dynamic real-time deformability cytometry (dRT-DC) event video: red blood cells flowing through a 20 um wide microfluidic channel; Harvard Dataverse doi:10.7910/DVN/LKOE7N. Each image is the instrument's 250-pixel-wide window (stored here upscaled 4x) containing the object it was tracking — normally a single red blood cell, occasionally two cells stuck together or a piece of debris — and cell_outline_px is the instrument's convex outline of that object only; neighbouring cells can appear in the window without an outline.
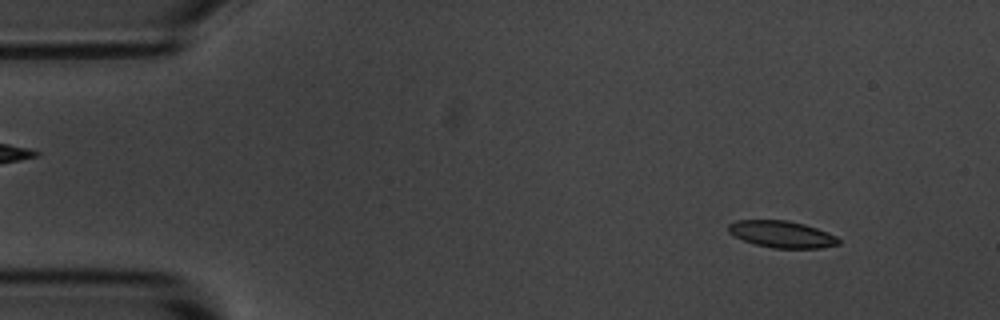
{"species": "common noctule bat (a hibernating species)", "species_latin": "Nyctalus noctula", "temperature_condition": "room temperature", "stored_images_in_passage": 53, "camera_frame_rate_fps": 3000, "um_per_image_px": 0.085, "animal": {"sex": "male", "body_mass_g": 20.1, "forearm_length_mm": 53.5}, "frame": {"image": 1, "passage_image": 3, "time_ms": 0.667, "image_size_px": [1000, 320], "cell_outline_px": [[840, 244], [820, 248], [772, 248], [756, 244], [744, 240], [728, 232], [728, 224], [736, 220], [788, 220], [804, 224], [816, 228], [836, 236], [840, 240]], "centroid_in_image_um": [66.46, 19.91], "position_along_channel_um": 18.5, "area_um2": 17.11}}
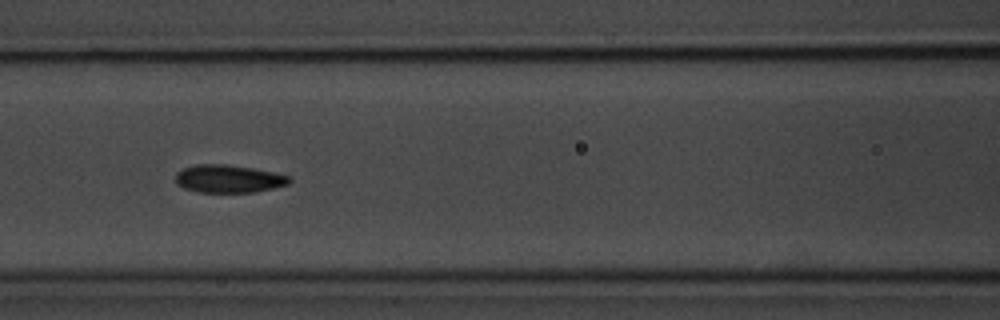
{"frame": {"image": 2, "passage_image": 21, "time_ms": 6.667, "image_size_px": [1000, 320], "cell_outline_px": [[292, 180], [288, 184], [256, 192], [196, 192], [184, 188], [176, 184], [176, 172], [184, 168], [196, 164], [224, 164], [252, 168], [276, 172], [292, 176]], "centroid_in_image_um": [19.45, 15.19], "position_along_channel_um": 147.2, "area_um2": 18.61}}
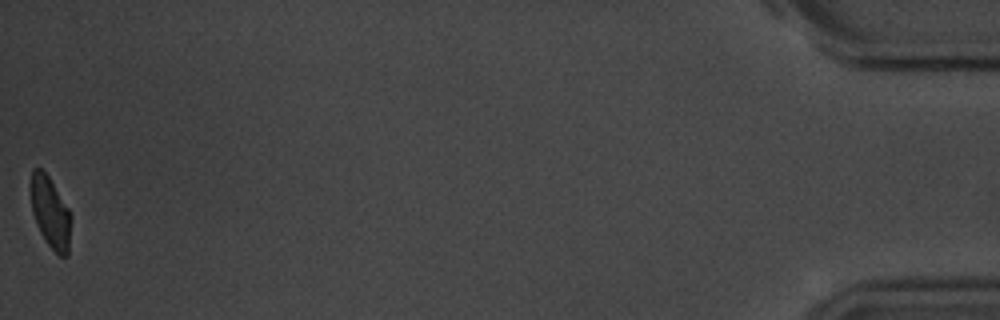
{"frame": {"image": 3, "passage_image": 53, "time_ms": 17.333, "image_size_px": [1000, 320], "cell_outline_px": [[72, 216], [68, 256], [60, 256], [44, 240], [36, 224], [32, 212], [32, 168], [40, 168], [48, 176], [68, 208]], "centroid_in_image_um": [4.31, 18.11], "position_along_channel_um": 430.9, "area_um2": 16.47}, "authors_computed_cell_mechanics": {"area_um2": 18.1492, "velocity_mm_per_s": 3.5848, "shape_relaxation_time_tau1_ms": 2.9233, "shape_relaxation_time_tau2_ms": 2.8228, "deformation_change_tau1": 0.0899, "deformation_change_tau2": 0.0812}}